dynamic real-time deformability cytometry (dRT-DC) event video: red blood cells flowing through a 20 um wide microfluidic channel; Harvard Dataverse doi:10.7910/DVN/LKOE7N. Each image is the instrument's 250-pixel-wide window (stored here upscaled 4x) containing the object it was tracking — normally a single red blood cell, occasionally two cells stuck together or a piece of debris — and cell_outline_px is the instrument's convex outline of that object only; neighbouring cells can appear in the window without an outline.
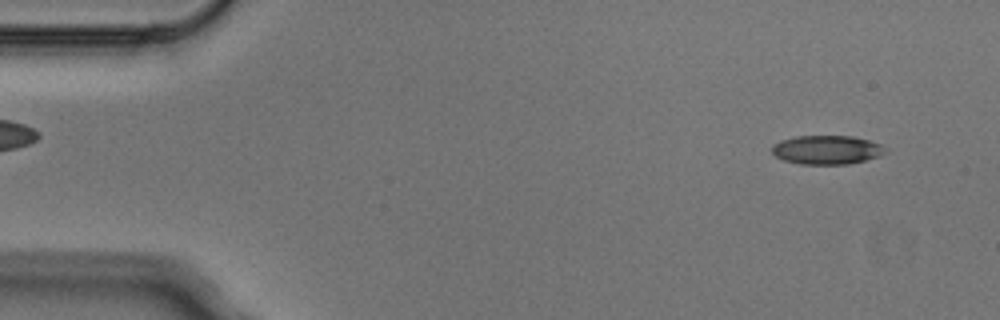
{"species": "Egyptian fruit bat (a non-hibernating species)", "species_latin": "Rousettus aegyptiacus", "temperature_condition": "cold", "stored_images_in_passage": 5, "segment_of_instrument_passage": [2, 2], "camera_frame_rate_fps": 3000, "um_per_image_px": 0.085, "animal": {"sex": "male"}, "frame": {"image": 1, "passage_image": 5, "time_ms": 1.333, "image_size_px": [1000, 320], "cell_outline_px": [[884, 152], [880, 156], [848, 164], [800, 164], [784, 160], [776, 156], [772, 152], [772, 144], [780, 140], [796, 136], [852, 136], [868, 140], [880, 144], [884, 148]], "centroid_in_image_um": [70.23, 12.73], "position_along_channel_um": 14.8, "area_um2": 18.96}}